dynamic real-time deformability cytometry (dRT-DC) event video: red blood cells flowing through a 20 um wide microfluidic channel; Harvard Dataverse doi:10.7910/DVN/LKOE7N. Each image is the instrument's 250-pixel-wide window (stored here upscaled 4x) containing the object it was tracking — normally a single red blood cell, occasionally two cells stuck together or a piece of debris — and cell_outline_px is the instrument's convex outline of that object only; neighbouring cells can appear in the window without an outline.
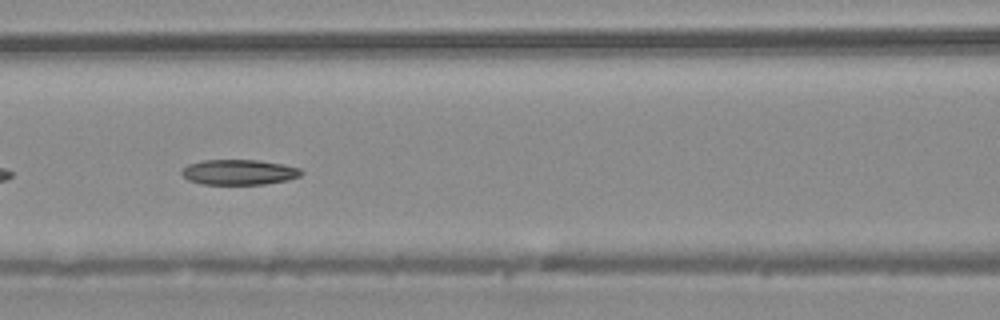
{"species": "common noctule bat (a hibernating species)", "species_latin": "Nyctalus noctula", "temperature_condition": "warm", "stored_images_in_passage": 46, "camera_frame_rate_fps": 3000, "um_per_image_px": 0.085, "animal": {"sex": "male", "body_mass_g": 20.4}, "frame": {"image": 1, "passage_image": 20, "time_ms": 6.333, "image_size_px": [1000, 320], "cell_outline_px": [[304, 172], [300, 176], [288, 180], [264, 184], [200, 184], [188, 180], [180, 172], [188, 164], [200, 160], [256, 160], [284, 164], [300, 168]], "centroid_in_image_um": [20.32, 14.63], "position_along_channel_um": 146.3, "area_um2": 17.69}}